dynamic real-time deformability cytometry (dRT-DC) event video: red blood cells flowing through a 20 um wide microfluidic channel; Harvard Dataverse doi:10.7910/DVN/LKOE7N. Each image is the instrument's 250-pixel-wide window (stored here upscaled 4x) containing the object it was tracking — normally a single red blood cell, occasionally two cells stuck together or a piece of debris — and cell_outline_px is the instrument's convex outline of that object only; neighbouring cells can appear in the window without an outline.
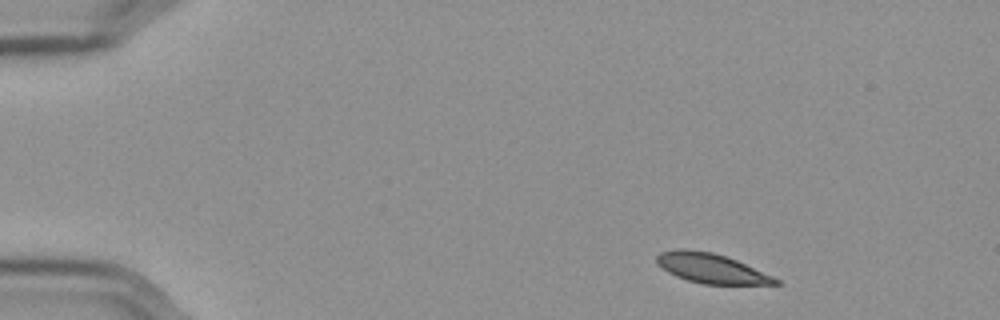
{"species": "Egyptian fruit bat (a non-hibernating species)", "species_latin": "Rousettus aegyptiacus", "temperature_condition": "cold", "stored_images_in_passage": 50, "camera_frame_rate_fps": 3000, "um_per_image_px": 0.085, "frame": {"image": 1, "passage_image": 1, "time_ms": 0.0, "image_size_px": [1000, 320], "cell_outline_px": [[780, 284], [704, 284], [688, 280], [676, 276], [668, 272], [656, 264], [656, 256], [660, 252], [680, 248], [712, 252], [736, 260], [772, 276], [780, 280]], "centroid_in_image_um": [60.41, 22.8], "position_along_channel_um": 24.6, "area_um2": 20.29}}
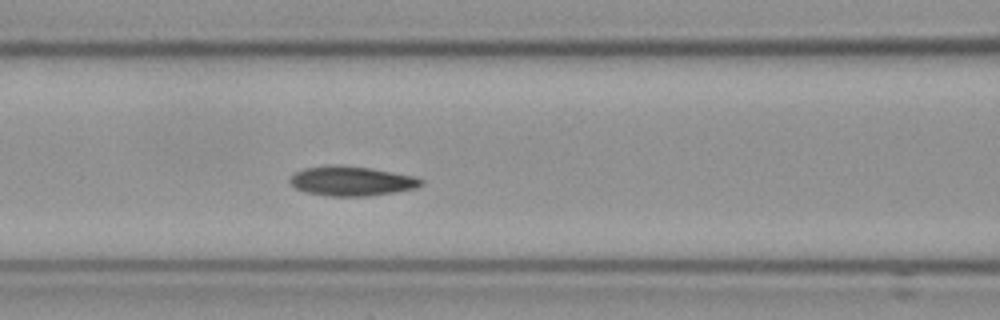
{"frame": {"image": 2, "passage_image": 18, "time_ms": 5.667, "image_size_px": [1000, 320], "cell_outline_px": [[424, 184], [416, 188], [368, 196], [328, 196], [304, 192], [296, 188], [288, 180], [296, 172], [304, 168], [332, 164], [368, 168], [416, 176], [424, 180]], "centroid_in_image_um": [29.88, 15.39], "position_along_channel_um": 136.7, "area_um2": 22.54}}
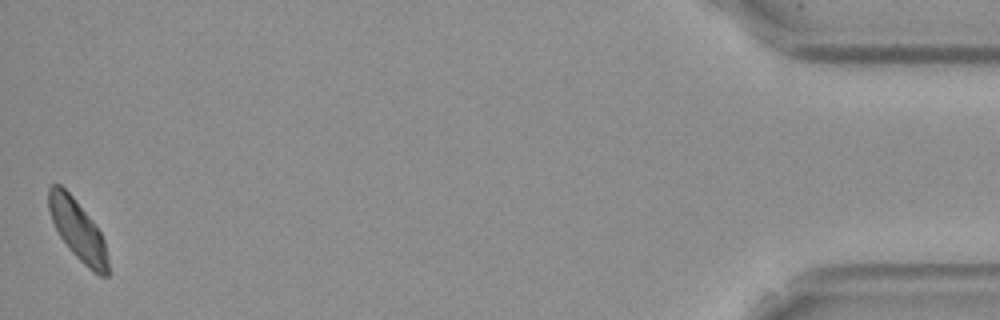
{"frame": {"image": 3, "passage_image": 50, "time_ms": 16.333, "image_size_px": [1000, 320], "cell_outline_px": [[108, 276], [100, 276], [88, 268], [72, 252], [60, 236], [52, 220], [48, 208], [48, 188], [52, 184], [60, 184], [72, 196], [88, 216], [100, 232], [104, 240], [108, 260]], "centroid_in_image_um": [6.6, 19.56], "position_along_channel_um": 428.6, "area_um2": 20.35}, "authors_computed_cell_mechanics": {"area_um2": 21.7328, "velocity_mm_per_s": 3.5355, "shape_relaxation_time_tau1_ms": 6.6256, "shape_relaxation_time_tau2_ms": 9.1592, "deformation_change_tau1": 0.1349, "deformation_change_tau2": 0.1172}}